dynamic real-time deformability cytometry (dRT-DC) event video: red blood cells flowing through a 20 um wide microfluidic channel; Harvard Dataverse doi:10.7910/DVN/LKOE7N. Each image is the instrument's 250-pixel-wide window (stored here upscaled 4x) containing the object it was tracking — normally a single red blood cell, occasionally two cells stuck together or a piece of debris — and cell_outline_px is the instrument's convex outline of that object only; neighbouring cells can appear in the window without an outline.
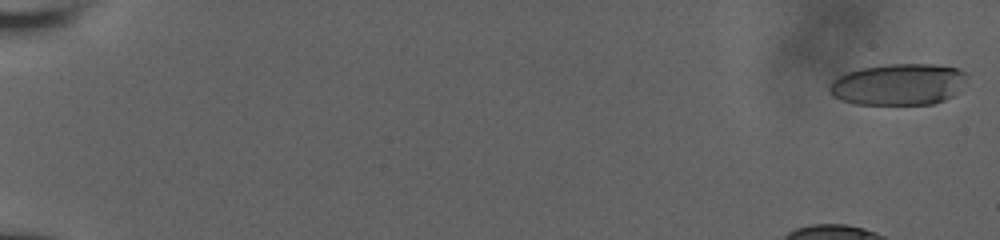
{"species": "human", "species_latin": "Homo sapiens", "temperature_condition": "room temperature", "stored_images_in_passage": 28, "camera_frame_rate_fps": 3000, "um_per_image_px": 0.085, "donor": {"sex": "male"}, "frame": {"image": 1, "passage_image": 1, "time_ms": 0.0, "image_size_px": [1000, 240], "cell_outline_px": [[968, 76], [956, 92], [952, 96], [944, 100], [932, 104], [856, 104], [840, 100], [828, 92], [828, 84], [832, 80], [844, 72], [860, 68], [884, 64], [936, 64], [960, 68], [968, 72]], "centroid_in_image_um": [76.34, 7.15], "position_along_channel_um": 8.7, "area_um2": 33.7}}